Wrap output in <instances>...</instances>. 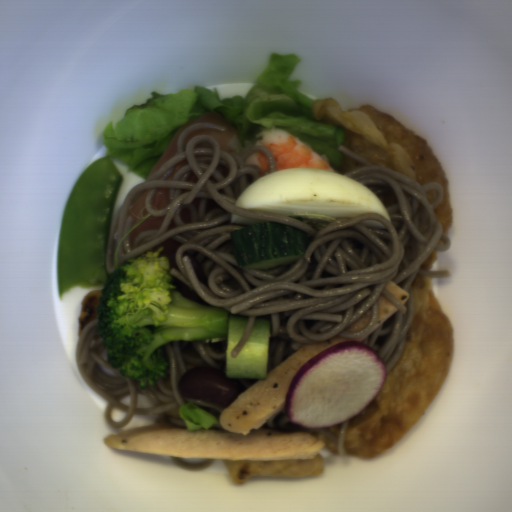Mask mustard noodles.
I'll return each instance as SVG.
<instances>
[{
    "instance_id": "obj_1",
    "label": "mustard noodles",
    "mask_w": 512,
    "mask_h": 512,
    "mask_svg": "<svg viewBox=\"0 0 512 512\" xmlns=\"http://www.w3.org/2000/svg\"><path fill=\"white\" fill-rule=\"evenodd\" d=\"M196 130L224 132L225 127L206 122L186 127L178 136L175 156L128 192L111 221L107 273L113 272L120 240L135 225L131 224L130 206L149 190L145 210L150 216L141 223L151 217H164L162 224L159 229L139 233L132 246L131 230L117 250L116 265L168 239L181 243L174 254L180 272L171 267L169 273L209 305L248 317L241 339L230 352L232 358H237L247 344L257 318L269 321L267 372L302 345L334 337L361 338L379 318L382 295L397 311L364 342L380 358L387 375L400 360L413 323L411 284L417 275L429 279L452 276L450 270H420L434 251L446 252L451 246L435 213L444 196L441 185H420L401 172L374 165L342 144L337 150L362 165L343 175L372 191L385 205L391 222L385 216L366 212L317 229L295 218L236 206L244 189L277 170L274 154L261 145L242 153H228L207 134L192 136L183 151L186 136ZM257 151L265 152L269 161L264 174L257 164L245 163ZM183 161L188 165L172 180H165ZM160 188H169V204L159 210L152 207V201ZM264 221L305 232V257L263 270L240 269L229 233ZM388 280L409 292L405 304L385 289ZM370 307L369 325L345 332Z\"/></svg>"
},
{
    "instance_id": "obj_2",
    "label": "mustard noodles",
    "mask_w": 512,
    "mask_h": 512,
    "mask_svg": "<svg viewBox=\"0 0 512 512\" xmlns=\"http://www.w3.org/2000/svg\"><path fill=\"white\" fill-rule=\"evenodd\" d=\"M98 321L92 320L84 326L75 348L76 366L81 378L92 391L108 402L103 417L112 428H122L133 419V415L156 416L154 423L186 426L180 417V409L187 403L204 408L223 411L215 403H208L192 397H183L178 389L180 379L191 369L205 367L219 369L213 359H227L226 352H214L208 343L202 341H176L164 344L163 359L169 364L166 378L159 379L154 386L141 388L139 381L120 375L107 362V350L97 333ZM131 396L130 405L121 399ZM138 395H144L153 407L139 408ZM127 413L120 421L111 420L112 408Z\"/></svg>"
},
{
    "instance_id": "obj_3",
    "label": "mustard noodles",
    "mask_w": 512,
    "mask_h": 512,
    "mask_svg": "<svg viewBox=\"0 0 512 512\" xmlns=\"http://www.w3.org/2000/svg\"><path fill=\"white\" fill-rule=\"evenodd\" d=\"M266 426L276 433L282 434H299L309 433L313 436L324 434L329 437L333 442H336L338 453L341 456H346L345 437L349 427V421L346 420L341 424L339 435L336 436L330 428H305L294 425L288 416L282 410L276 412L270 419L266 420Z\"/></svg>"
},
{
    "instance_id": "obj_4",
    "label": "mustard noodles",
    "mask_w": 512,
    "mask_h": 512,
    "mask_svg": "<svg viewBox=\"0 0 512 512\" xmlns=\"http://www.w3.org/2000/svg\"><path fill=\"white\" fill-rule=\"evenodd\" d=\"M170 459L178 468H181L188 472H201L205 469H208L214 461L213 459L210 458H204L202 462L188 463L181 457L170 456Z\"/></svg>"
}]
</instances>
